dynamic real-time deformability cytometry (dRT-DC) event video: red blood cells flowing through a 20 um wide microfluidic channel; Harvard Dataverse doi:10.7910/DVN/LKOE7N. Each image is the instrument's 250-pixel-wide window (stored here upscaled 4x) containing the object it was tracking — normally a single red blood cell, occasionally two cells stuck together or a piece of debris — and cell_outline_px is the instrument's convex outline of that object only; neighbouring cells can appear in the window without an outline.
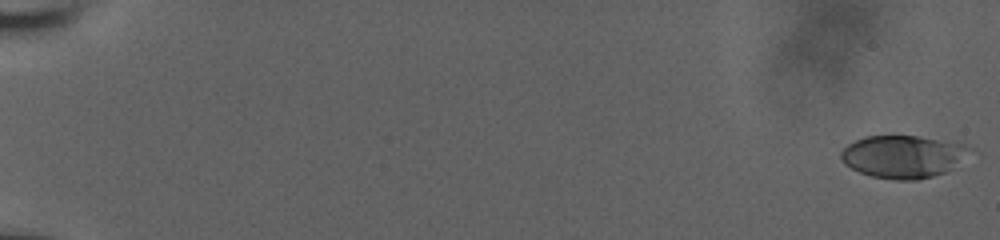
{"species": "human", "species_latin": "Homo sapiens", "temperature_condition": "room temperature", "stored_images_in_passage": 58, "camera_frame_rate_fps": 3000, "um_per_image_px": 0.085, "donor": {"sex": "male"}, "frame": {"image": 1, "passage_image": 1, "time_ms": 0.0, "image_size_px": [1000, 240], "cell_outline_px": [[964, 148], [944, 172], [932, 176], [916, 180], [896, 180], [872, 176], [860, 172], [844, 164], [840, 160], [840, 152], [848, 144], [864, 136], [920, 136], [964, 144]], "centroid_in_image_um": [76.53, 13.3], "position_along_channel_um": 8.5, "area_um2": 30.58}}
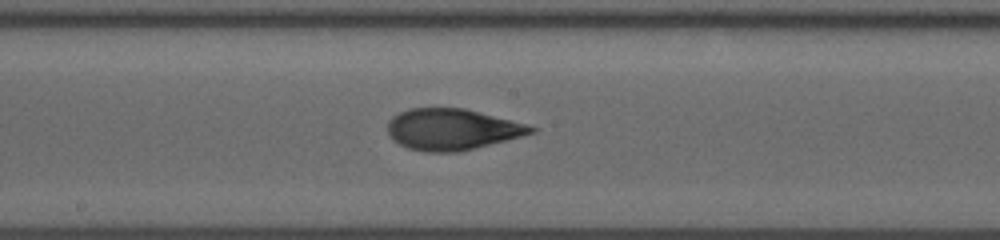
{"frame": {"image": 2, "passage_image": 34, "time_ms": 11.0, "image_size_px": [1000, 240], "cell_outline_px": [[536, 132], [460, 152], [428, 152], [408, 148], [392, 140], [388, 136], [388, 120], [392, 116], [408, 108], [464, 108], [524, 124], [536, 128]], "centroid_in_image_um": [38.36, 11.0], "position_along_channel_um": 209.8, "area_um2": 34.16}}
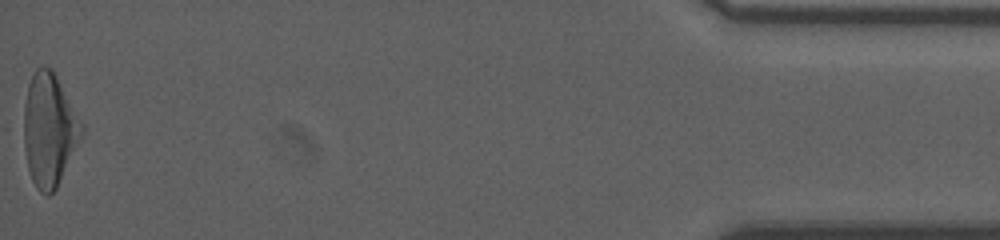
{"frame": {"image": 3, "passage_image": 58, "time_ms": 19.0, "image_size_px": [1000, 240], "cell_outline_px": [[84, 132], [56, 188], [48, 196], [44, 196], [36, 188], [32, 180], [28, 168], [24, 144], [24, 104], [28, 84], [36, 68], [40, 64], [44, 64], [52, 68], [84, 124]], "centroid_in_image_um": [4.19, 10.99], "position_along_channel_um": 431.0, "area_um2": 38.21}, "authors_computed_cell_mechanics": {"area_um2": 34.2754, "velocity_mm_per_s": 3.8494, "shape_relaxation_time_tau1_ms": 4.5532, "shape_relaxation_time_tau2_ms": 1.6588, "deformation_change_tau1": 0.1819, "deformation_change_tau2": 0.0811}}